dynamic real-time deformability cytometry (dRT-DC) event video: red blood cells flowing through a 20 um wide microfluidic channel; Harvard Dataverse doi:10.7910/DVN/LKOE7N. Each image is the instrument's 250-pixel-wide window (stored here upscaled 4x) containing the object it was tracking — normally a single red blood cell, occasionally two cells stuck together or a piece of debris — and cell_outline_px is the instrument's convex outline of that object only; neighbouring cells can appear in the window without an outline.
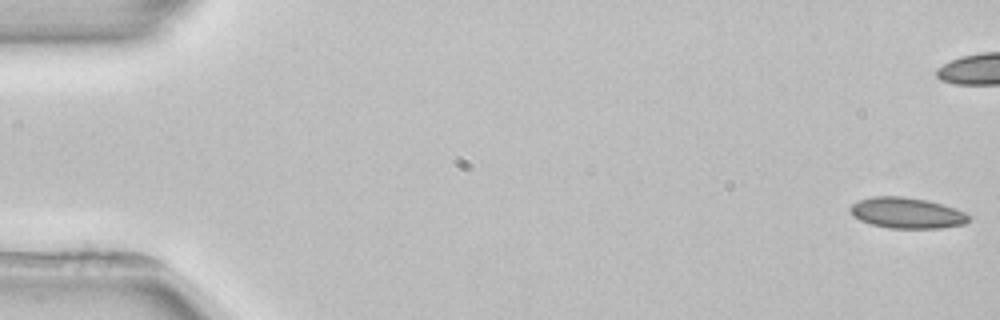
{"species": "common noctule bat (a hibernating species)", "species_latin": "Nyctalus noctula", "temperature_condition": "room temperature", "stored_images_in_passage": 5, "camera_frame_rate_fps": 3000, "um_per_image_px": 0.085, "animal": {"sex": "female", "body_mass_g": 22.7, "forearm_length_mm": 54.2}, "frame": {"image": 1, "passage_image": 1, "time_ms": 0.0, "image_size_px": [1000, 320], "cell_outline_px": [[972, 216], [964, 224], [940, 228], [888, 228], [872, 224], [860, 220], [848, 208], [852, 204], [860, 200], [872, 196], [904, 196], [928, 200], [964, 212]], "centroid_in_image_um": [77.08, 18.09], "position_along_channel_um": 7.9, "area_um2": 21.1}}